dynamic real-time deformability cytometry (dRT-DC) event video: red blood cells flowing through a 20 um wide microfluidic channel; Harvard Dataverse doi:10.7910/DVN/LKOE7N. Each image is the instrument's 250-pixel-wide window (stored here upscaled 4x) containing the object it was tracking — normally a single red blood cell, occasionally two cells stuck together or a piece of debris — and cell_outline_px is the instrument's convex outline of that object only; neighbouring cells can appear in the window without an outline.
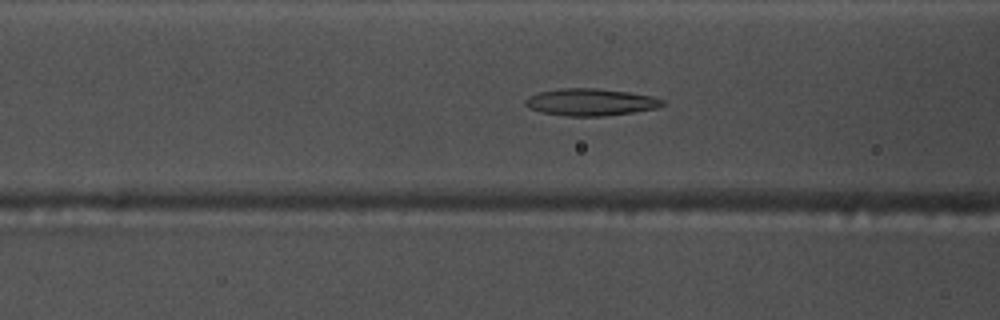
{"species": "common noctule bat (a hibernating species)", "species_latin": "Nyctalus noctula", "temperature_condition": "warm", "stored_images_in_passage": 41, "camera_frame_rate_fps": 3000, "um_per_image_px": 0.085, "animal": {"sex": "male", "body_mass_g": 17.5, "forearm_length_mm": 52.3}, "frame": {"image": 1, "passage_image": 7, "time_ms": 2.0, "image_size_px": [1000, 320], "cell_outline_px": [[668, 104], [656, 108], [632, 112], [604, 116], [564, 116], [544, 112], [532, 108], [524, 104], [524, 100], [528, 96], [540, 92], [560, 88], [596, 88], [628, 92], [652, 96], [664, 100]], "centroid_in_image_um": [50.23, 8.67], "position_along_channel_um": 116.4, "area_um2": 21.56}}
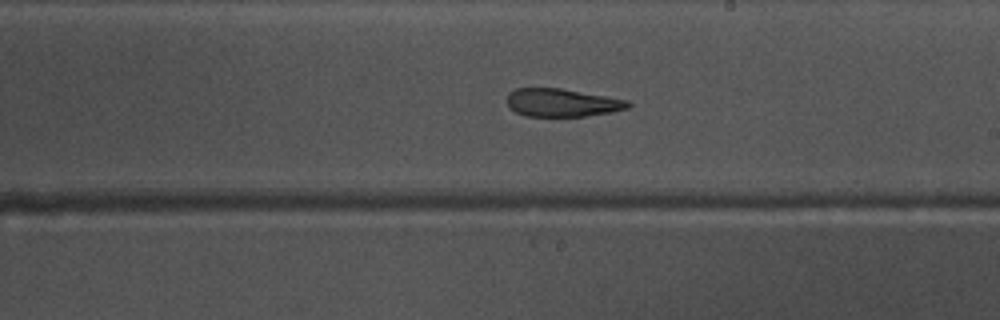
{"frame": {"image": 2, "passage_image": 17, "time_ms": 5.333, "image_size_px": [1000, 320], "cell_outline_px": [[632, 104], [628, 108], [612, 112], [584, 116], [524, 116], [508, 108], [508, 92], [516, 88], [560, 88], [628, 100]], "centroid_in_image_um": [47.76, 8.73], "position_along_channel_um": 241.2, "area_um2": 19.77}}
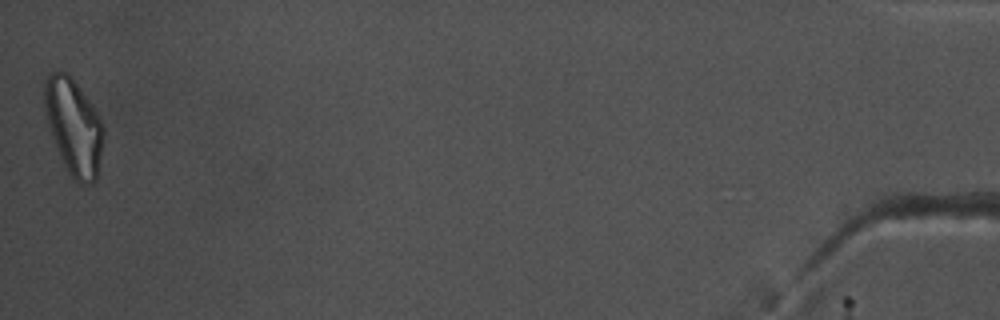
{"frame": {"image": 3, "passage_image": 40, "time_ms": 13.0, "image_size_px": [1000, 320], "cell_outline_px": [[104, 132], [96, 180], [92, 184], [80, 184], [68, 172], [64, 164], [48, 124], [44, 108], [44, 76], [48, 72], [64, 72], [76, 84], [88, 100], [96, 112], [104, 128]], "centroid_in_image_um": [6.25, 10.77], "position_along_channel_um": 429.0, "area_um2": 32.25}}